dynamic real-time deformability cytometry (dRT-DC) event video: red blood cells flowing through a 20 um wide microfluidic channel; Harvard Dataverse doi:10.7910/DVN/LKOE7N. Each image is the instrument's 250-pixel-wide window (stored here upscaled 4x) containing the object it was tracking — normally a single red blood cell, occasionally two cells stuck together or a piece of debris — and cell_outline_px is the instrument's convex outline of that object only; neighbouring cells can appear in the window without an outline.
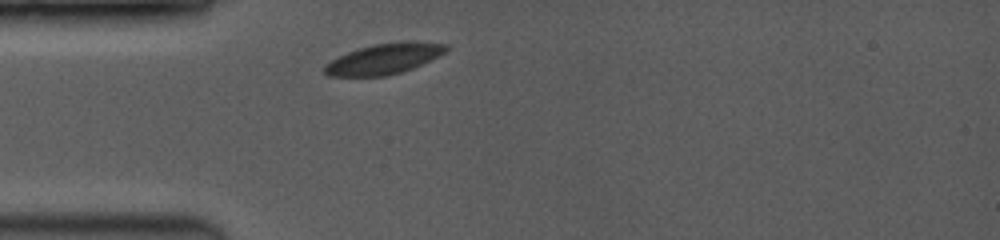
{"species": "common noctule bat (a hibernating species)", "species_latin": "Nyctalus noctula", "temperature_condition": "room temperature", "stored_images_in_passage": 6, "camera_frame_rate_fps": 3500, "um_per_image_px": 0.085, "animal": {"sex": "female", "body_mass_g": 19.0, "forearm_length_mm": 53.3}, "frame": {"image": 1, "passage_image": 1, "time_ms": 0.0, "image_size_px": [1000, 240], "cell_outline_px": [[448, 48], [444, 52], [412, 68], [400, 72], [384, 76], [328, 76], [324, 72], [324, 64], [348, 52], [372, 44], [400, 40], [408, 40], [448, 44]], "centroid_in_image_um": [32.63, 4.98], "position_along_channel_um": 52.4, "area_um2": 21.5}}
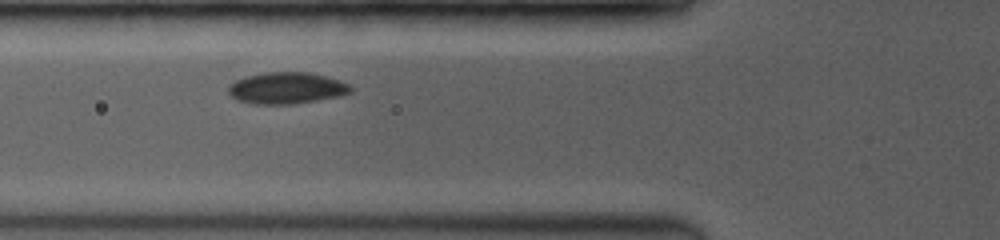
{"frame": {"image": 2, "passage_image": 3, "time_ms": 1.429, "image_size_px": [1000, 240], "cell_outline_px": [[352, 92], [340, 96], [292, 104], [256, 104], [236, 100], [228, 92], [228, 84], [244, 76], [264, 72], [308, 72], [328, 76], [340, 80], [348, 84], [352, 88]], "centroid_in_image_um": [24.35, 7.47], "position_along_channel_um": 101.5, "area_um2": 22.66}}
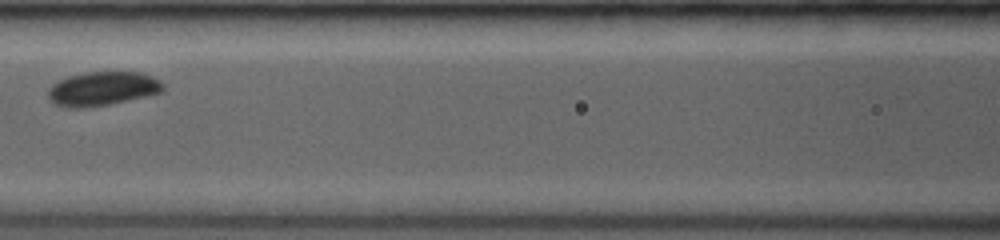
{"frame": {"image": 3, "passage_image": 5, "time_ms": 2.857, "image_size_px": [1000, 240], "cell_outline_px": [[164, 88], [160, 92], [112, 104], [88, 108], [64, 108], [52, 104], [48, 96], [48, 88], [52, 84], [68, 76], [84, 72], [140, 72], [152, 76], [160, 80], [164, 84]], "centroid_in_image_um": [8.66, 7.55], "position_along_channel_um": 157.9, "area_um2": 23.06}}